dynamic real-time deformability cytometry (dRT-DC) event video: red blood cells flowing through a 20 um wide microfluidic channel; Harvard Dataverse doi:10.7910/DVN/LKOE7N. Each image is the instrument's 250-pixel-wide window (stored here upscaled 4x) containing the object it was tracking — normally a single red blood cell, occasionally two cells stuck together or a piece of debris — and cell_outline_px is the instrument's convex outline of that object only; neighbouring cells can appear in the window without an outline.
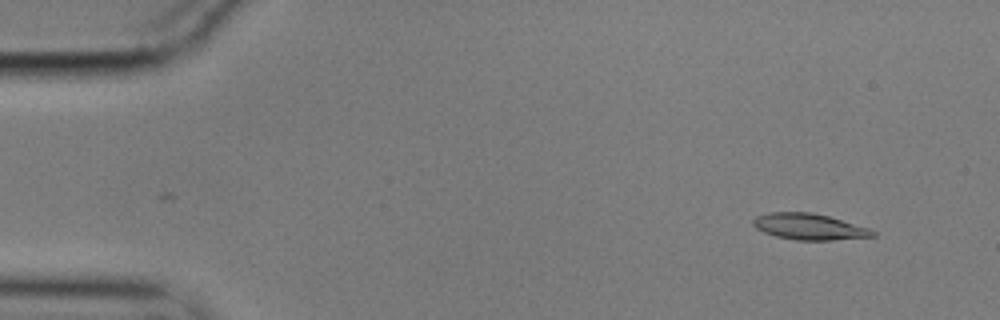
{"species": "common noctule bat (a hibernating species)", "species_latin": "Nyctalus noctula", "temperature_condition": "cold", "stored_images_in_passage": 58, "segment_of_instrument_passage": [1, 2], "camera_frame_rate_fps": 3000, "um_per_image_px": 0.085, "animal": {"sex": "male", "body_mass_g": 17.9}, "frame": {"image": 1, "passage_image": 5, "time_ms": 1.333, "image_size_px": [1000, 320], "cell_outline_px": [[876, 236], [832, 240], [796, 240], [776, 236], [764, 232], [756, 228], [752, 224], [752, 220], [756, 216], [768, 212], [812, 212], [828, 216], [868, 228], [876, 232]], "centroid_in_image_um": [68.75, 19.26], "position_along_channel_um": 16.3, "area_um2": 18.15}}
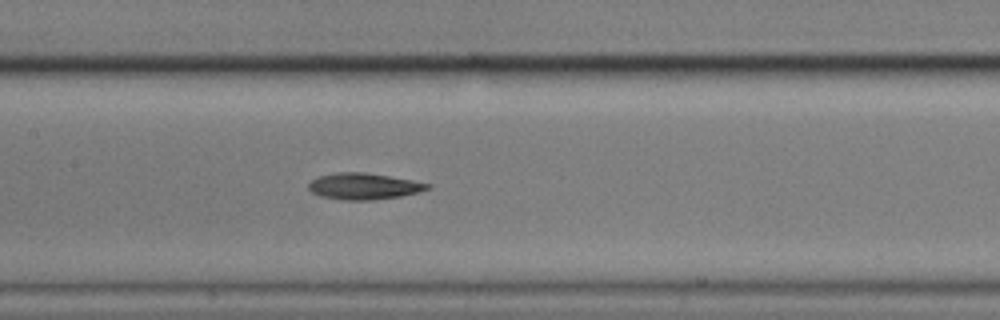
{"frame": {"image": 2, "passage_image": 27, "time_ms": 8.667, "image_size_px": [1000, 320], "cell_outline_px": [[432, 184], [428, 188], [416, 192], [400, 196], [372, 200], [344, 200], [320, 196], [312, 192], [308, 188], [308, 184], [312, 180], [320, 176], [336, 172], [364, 172], [412, 180]], "centroid_in_image_um": [30.89, 15.83], "position_along_channel_um": 176.5, "area_um2": 18.03}}
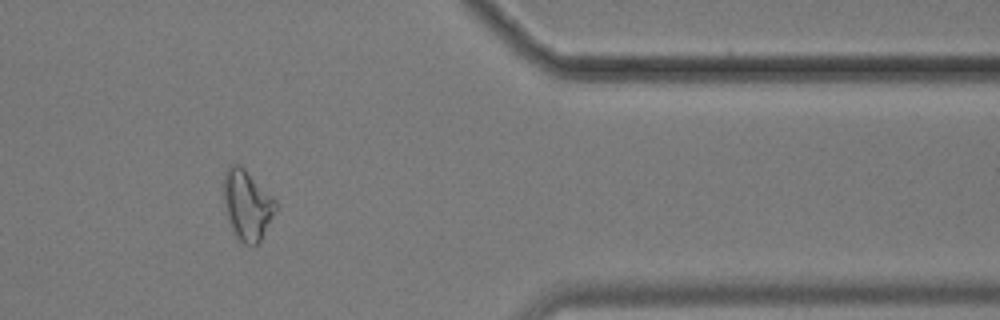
{"frame": {"image": 3, "passage_image": 47, "time_ms": 15.333, "image_size_px": [1000, 320], "cell_outline_px": [[276, 208], [260, 244], [244, 244], [236, 236], [228, 220], [224, 204], [224, 172], [228, 164], [240, 164], [276, 200]], "centroid_in_image_um": [20.99, 17.41], "position_along_channel_um": 390.4, "area_um2": 21.1}}